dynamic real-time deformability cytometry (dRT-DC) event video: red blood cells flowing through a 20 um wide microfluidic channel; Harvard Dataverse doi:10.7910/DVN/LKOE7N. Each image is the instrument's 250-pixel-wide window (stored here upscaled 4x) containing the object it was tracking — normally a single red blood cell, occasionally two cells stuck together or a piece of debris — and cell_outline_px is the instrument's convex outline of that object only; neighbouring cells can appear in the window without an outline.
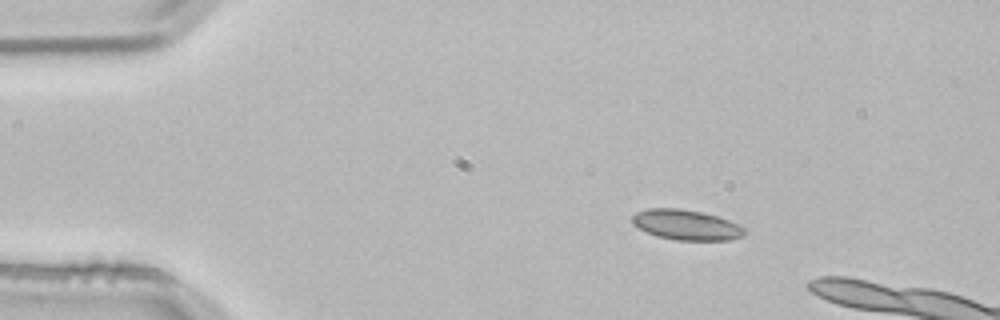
{"species": "common noctule bat (a hibernating species)", "species_latin": "Nyctalus noctula", "temperature_condition": "room temperature", "stored_images_in_passage": 9, "camera_frame_rate_fps": 3000, "um_per_image_px": 0.085, "animal": {"sex": "male", "body_mass_g": 21.5, "forearm_length_mm": 52.0}, "frame": {"image": 1, "passage_image": 1, "time_ms": 0.0, "image_size_px": [1000, 320], "cell_outline_px": [[748, 232], [744, 236], [728, 240], [676, 240], [656, 236], [632, 224], [632, 216], [636, 212], [648, 208], [680, 208], [700, 212], [716, 216], [728, 220], [744, 228]], "centroid_in_image_um": [58.33, 19.11], "position_along_channel_um": 26.7, "area_um2": 19.71}}